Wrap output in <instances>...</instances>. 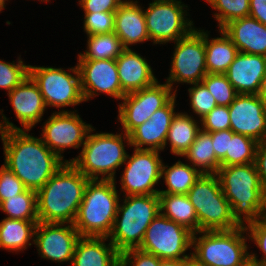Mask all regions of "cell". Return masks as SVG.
Masks as SVG:
<instances>
[{
    "label": "cell",
    "mask_w": 266,
    "mask_h": 266,
    "mask_svg": "<svg viewBox=\"0 0 266 266\" xmlns=\"http://www.w3.org/2000/svg\"><path fill=\"white\" fill-rule=\"evenodd\" d=\"M0 135L3 142L5 166L27 189L38 191L68 160L60 159L41 138L31 136L3 115Z\"/></svg>",
    "instance_id": "obj_1"
},
{
    "label": "cell",
    "mask_w": 266,
    "mask_h": 266,
    "mask_svg": "<svg viewBox=\"0 0 266 266\" xmlns=\"http://www.w3.org/2000/svg\"><path fill=\"white\" fill-rule=\"evenodd\" d=\"M89 179L64 163L37 193V215L43 223H74Z\"/></svg>",
    "instance_id": "obj_2"
},
{
    "label": "cell",
    "mask_w": 266,
    "mask_h": 266,
    "mask_svg": "<svg viewBox=\"0 0 266 266\" xmlns=\"http://www.w3.org/2000/svg\"><path fill=\"white\" fill-rule=\"evenodd\" d=\"M217 175L232 208V216L240 226L262 218L266 192L261 186L255 163L220 166Z\"/></svg>",
    "instance_id": "obj_3"
},
{
    "label": "cell",
    "mask_w": 266,
    "mask_h": 266,
    "mask_svg": "<svg viewBox=\"0 0 266 266\" xmlns=\"http://www.w3.org/2000/svg\"><path fill=\"white\" fill-rule=\"evenodd\" d=\"M115 180L89 179L73 225L80 237H107L118 211Z\"/></svg>",
    "instance_id": "obj_4"
},
{
    "label": "cell",
    "mask_w": 266,
    "mask_h": 266,
    "mask_svg": "<svg viewBox=\"0 0 266 266\" xmlns=\"http://www.w3.org/2000/svg\"><path fill=\"white\" fill-rule=\"evenodd\" d=\"M94 130L92 127L89 131L79 156L68 163H72L88 179H101L98 176L102 175L103 180H115L116 169L124 164L127 157L123 141L126 140L130 146L129 135L90 134Z\"/></svg>",
    "instance_id": "obj_5"
},
{
    "label": "cell",
    "mask_w": 266,
    "mask_h": 266,
    "mask_svg": "<svg viewBox=\"0 0 266 266\" xmlns=\"http://www.w3.org/2000/svg\"><path fill=\"white\" fill-rule=\"evenodd\" d=\"M159 213L158 194L126 196L123 205H118L113 228L108 236L110 242L119 253L138 248L146 229Z\"/></svg>",
    "instance_id": "obj_6"
},
{
    "label": "cell",
    "mask_w": 266,
    "mask_h": 266,
    "mask_svg": "<svg viewBox=\"0 0 266 266\" xmlns=\"http://www.w3.org/2000/svg\"><path fill=\"white\" fill-rule=\"evenodd\" d=\"M245 226L232 230L199 231L192 234L191 259L200 266H239L250 257ZM196 235V236H195Z\"/></svg>",
    "instance_id": "obj_7"
},
{
    "label": "cell",
    "mask_w": 266,
    "mask_h": 266,
    "mask_svg": "<svg viewBox=\"0 0 266 266\" xmlns=\"http://www.w3.org/2000/svg\"><path fill=\"white\" fill-rule=\"evenodd\" d=\"M187 195L197 213L198 232L240 227L232 216V208L217 174H202Z\"/></svg>",
    "instance_id": "obj_8"
},
{
    "label": "cell",
    "mask_w": 266,
    "mask_h": 266,
    "mask_svg": "<svg viewBox=\"0 0 266 266\" xmlns=\"http://www.w3.org/2000/svg\"><path fill=\"white\" fill-rule=\"evenodd\" d=\"M192 232L159 213L145 231L140 250L160 259H191Z\"/></svg>",
    "instance_id": "obj_9"
},
{
    "label": "cell",
    "mask_w": 266,
    "mask_h": 266,
    "mask_svg": "<svg viewBox=\"0 0 266 266\" xmlns=\"http://www.w3.org/2000/svg\"><path fill=\"white\" fill-rule=\"evenodd\" d=\"M69 71L75 75L62 68L29 65V76L37 84L46 107L75 106L85 101L77 65Z\"/></svg>",
    "instance_id": "obj_10"
},
{
    "label": "cell",
    "mask_w": 266,
    "mask_h": 266,
    "mask_svg": "<svg viewBox=\"0 0 266 266\" xmlns=\"http://www.w3.org/2000/svg\"><path fill=\"white\" fill-rule=\"evenodd\" d=\"M178 0H154L144 10L146 29L154 44H165L187 36L194 28L192 21L186 19L185 6ZM185 14V16H184Z\"/></svg>",
    "instance_id": "obj_11"
},
{
    "label": "cell",
    "mask_w": 266,
    "mask_h": 266,
    "mask_svg": "<svg viewBox=\"0 0 266 266\" xmlns=\"http://www.w3.org/2000/svg\"><path fill=\"white\" fill-rule=\"evenodd\" d=\"M194 28L187 36L177 40L171 69L166 83L195 84L207 75L204 30Z\"/></svg>",
    "instance_id": "obj_12"
},
{
    "label": "cell",
    "mask_w": 266,
    "mask_h": 266,
    "mask_svg": "<svg viewBox=\"0 0 266 266\" xmlns=\"http://www.w3.org/2000/svg\"><path fill=\"white\" fill-rule=\"evenodd\" d=\"M167 84H160L158 80L147 88L127 93L119 105V122L124 133L129 135L136 127L150 119L151 115L165 106L175 95Z\"/></svg>",
    "instance_id": "obj_13"
},
{
    "label": "cell",
    "mask_w": 266,
    "mask_h": 266,
    "mask_svg": "<svg viewBox=\"0 0 266 266\" xmlns=\"http://www.w3.org/2000/svg\"><path fill=\"white\" fill-rule=\"evenodd\" d=\"M158 150L135 149L132 156L127 154L126 167L121 176V189L124 196L153 195L159 190L153 189L162 178V160ZM127 161V162H126Z\"/></svg>",
    "instance_id": "obj_14"
},
{
    "label": "cell",
    "mask_w": 266,
    "mask_h": 266,
    "mask_svg": "<svg viewBox=\"0 0 266 266\" xmlns=\"http://www.w3.org/2000/svg\"><path fill=\"white\" fill-rule=\"evenodd\" d=\"M42 141L63 160L61 152L65 148L83 147L86 137L91 130L90 124H85L80 116L73 111H59L52 113L44 122Z\"/></svg>",
    "instance_id": "obj_15"
},
{
    "label": "cell",
    "mask_w": 266,
    "mask_h": 266,
    "mask_svg": "<svg viewBox=\"0 0 266 266\" xmlns=\"http://www.w3.org/2000/svg\"><path fill=\"white\" fill-rule=\"evenodd\" d=\"M77 67L85 101L98 96L97 92L116 99L126 95L121 88L116 59H78Z\"/></svg>",
    "instance_id": "obj_16"
},
{
    "label": "cell",
    "mask_w": 266,
    "mask_h": 266,
    "mask_svg": "<svg viewBox=\"0 0 266 266\" xmlns=\"http://www.w3.org/2000/svg\"><path fill=\"white\" fill-rule=\"evenodd\" d=\"M228 109L234 133L257 142L266 140V105L257 94H237Z\"/></svg>",
    "instance_id": "obj_17"
},
{
    "label": "cell",
    "mask_w": 266,
    "mask_h": 266,
    "mask_svg": "<svg viewBox=\"0 0 266 266\" xmlns=\"http://www.w3.org/2000/svg\"><path fill=\"white\" fill-rule=\"evenodd\" d=\"M64 224L66 223L38 222L35 237L32 239L41 257L59 263L72 262L75 245L80 235L73 224L67 226Z\"/></svg>",
    "instance_id": "obj_18"
},
{
    "label": "cell",
    "mask_w": 266,
    "mask_h": 266,
    "mask_svg": "<svg viewBox=\"0 0 266 266\" xmlns=\"http://www.w3.org/2000/svg\"><path fill=\"white\" fill-rule=\"evenodd\" d=\"M176 95L161 109L156 110L149 120L136 127L130 134V146L135 149L163 150L173 117ZM149 146L143 148V146Z\"/></svg>",
    "instance_id": "obj_19"
},
{
    "label": "cell",
    "mask_w": 266,
    "mask_h": 266,
    "mask_svg": "<svg viewBox=\"0 0 266 266\" xmlns=\"http://www.w3.org/2000/svg\"><path fill=\"white\" fill-rule=\"evenodd\" d=\"M266 74V56L238 52L225 75L237 94H258Z\"/></svg>",
    "instance_id": "obj_20"
},
{
    "label": "cell",
    "mask_w": 266,
    "mask_h": 266,
    "mask_svg": "<svg viewBox=\"0 0 266 266\" xmlns=\"http://www.w3.org/2000/svg\"><path fill=\"white\" fill-rule=\"evenodd\" d=\"M8 97L24 130L30 131L41 121L46 105L37 84L29 75L8 93Z\"/></svg>",
    "instance_id": "obj_21"
},
{
    "label": "cell",
    "mask_w": 266,
    "mask_h": 266,
    "mask_svg": "<svg viewBox=\"0 0 266 266\" xmlns=\"http://www.w3.org/2000/svg\"><path fill=\"white\" fill-rule=\"evenodd\" d=\"M124 49L129 45L150 40L144 10L133 0L124 1L114 12V31Z\"/></svg>",
    "instance_id": "obj_22"
},
{
    "label": "cell",
    "mask_w": 266,
    "mask_h": 266,
    "mask_svg": "<svg viewBox=\"0 0 266 266\" xmlns=\"http://www.w3.org/2000/svg\"><path fill=\"white\" fill-rule=\"evenodd\" d=\"M116 65L121 88L126 94L152 86L157 81L146 59L130 48L124 49L116 58Z\"/></svg>",
    "instance_id": "obj_23"
},
{
    "label": "cell",
    "mask_w": 266,
    "mask_h": 266,
    "mask_svg": "<svg viewBox=\"0 0 266 266\" xmlns=\"http://www.w3.org/2000/svg\"><path fill=\"white\" fill-rule=\"evenodd\" d=\"M239 52L266 56V25L248 16L228 23L222 29Z\"/></svg>",
    "instance_id": "obj_24"
},
{
    "label": "cell",
    "mask_w": 266,
    "mask_h": 266,
    "mask_svg": "<svg viewBox=\"0 0 266 266\" xmlns=\"http://www.w3.org/2000/svg\"><path fill=\"white\" fill-rule=\"evenodd\" d=\"M107 237H80L75 245L72 266H120V253Z\"/></svg>",
    "instance_id": "obj_25"
},
{
    "label": "cell",
    "mask_w": 266,
    "mask_h": 266,
    "mask_svg": "<svg viewBox=\"0 0 266 266\" xmlns=\"http://www.w3.org/2000/svg\"><path fill=\"white\" fill-rule=\"evenodd\" d=\"M219 31L222 36L211 41L204 32L207 74H225L239 52L230 37L222 29Z\"/></svg>",
    "instance_id": "obj_26"
},
{
    "label": "cell",
    "mask_w": 266,
    "mask_h": 266,
    "mask_svg": "<svg viewBox=\"0 0 266 266\" xmlns=\"http://www.w3.org/2000/svg\"><path fill=\"white\" fill-rule=\"evenodd\" d=\"M158 195L160 213L163 216L198 234L197 213L187 194L158 193Z\"/></svg>",
    "instance_id": "obj_27"
},
{
    "label": "cell",
    "mask_w": 266,
    "mask_h": 266,
    "mask_svg": "<svg viewBox=\"0 0 266 266\" xmlns=\"http://www.w3.org/2000/svg\"><path fill=\"white\" fill-rule=\"evenodd\" d=\"M39 221L4 218L0 222V247L11 251H23L29 240L35 236Z\"/></svg>",
    "instance_id": "obj_28"
},
{
    "label": "cell",
    "mask_w": 266,
    "mask_h": 266,
    "mask_svg": "<svg viewBox=\"0 0 266 266\" xmlns=\"http://www.w3.org/2000/svg\"><path fill=\"white\" fill-rule=\"evenodd\" d=\"M200 130L198 122L193 117L186 113H176L172 119L164 148L167 141H169L171 152L182 157L188 151Z\"/></svg>",
    "instance_id": "obj_29"
},
{
    "label": "cell",
    "mask_w": 266,
    "mask_h": 266,
    "mask_svg": "<svg viewBox=\"0 0 266 266\" xmlns=\"http://www.w3.org/2000/svg\"><path fill=\"white\" fill-rule=\"evenodd\" d=\"M213 149L211 133L200 130L183 157L190 160L193 167H196V170H199L200 173L217 174L220 161L216 158Z\"/></svg>",
    "instance_id": "obj_30"
},
{
    "label": "cell",
    "mask_w": 266,
    "mask_h": 266,
    "mask_svg": "<svg viewBox=\"0 0 266 266\" xmlns=\"http://www.w3.org/2000/svg\"><path fill=\"white\" fill-rule=\"evenodd\" d=\"M201 175L199 170L180 160L170 167L163 163L161 177H164L167 190H159V193L187 194Z\"/></svg>",
    "instance_id": "obj_31"
},
{
    "label": "cell",
    "mask_w": 266,
    "mask_h": 266,
    "mask_svg": "<svg viewBox=\"0 0 266 266\" xmlns=\"http://www.w3.org/2000/svg\"><path fill=\"white\" fill-rule=\"evenodd\" d=\"M87 50L78 59H116L124 50L114 32L88 35Z\"/></svg>",
    "instance_id": "obj_32"
},
{
    "label": "cell",
    "mask_w": 266,
    "mask_h": 266,
    "mask_svg": "<svg viewBox=\"0 0 266 266\" xmlns=\"http://www.w3.org/2000/svg\"><path fill=\"white\" fill-rule=\"evenodd\" d=\"M0 210L8 215L6 218L27 221H39L37 215V193L26 189L24 192L5 199Z\"/></svg>",
    "instance_id": "obj_33"
},
{
    "label": "cell",
    "mask_w": 266,
    "mask_h": 266,
    "mask_svg": "<svg viewBox=\"0 0 266 266\" xmlns=\"http://www.w3.org/2000/svg\"><path fill=\"white\" fill-rule=\"evenodd\" d=\"M258 142L254 139L234 133L229 137V152L220 161V166L245 165L255 162Z\"/></svg>",
    "instance_id": "obj_34"
},
{
    "label": "cell",
    "mask_w": 266,
    "mask_h": 266,
    "mask_svg": "<svg viewBox=\"0 0 266 266\" xmlns=\"http://www.w3.org/2000/svg\"><path fill=\"white\" fill-rule=\"evenodd\" d=\"M214 10L215 19L219 23V30L231 21L248 17L250 13V0H208Z\"/></svg>",
    "instance_id": "obj_35"
},
{
    "label": "cell",
    "mask_w": 266,
    "mask_h": 266,
    "mask_svg": "<svg viewBox=\"0 0 266 266\" xmlns=\"http://www.w3.org/2000/svg\"><path fill=\"white\" fill-rule=\"evenodd\" d=\"M201 82L211 92L218 106H229L237 95L225 74H207Z\"/></svg>",
    "instance_id": "obj_36"
},
{
    "label": "cell",
    "mask_w": 266,
    "mask_h": 266,
    "mask_svg": "<svg viewBox=\"0 0 266 266\" xmlns=\"http://www.w3.org/2000/svg\"><path fill=\"white\" fill-rule=\"evenodd\" d=\"M18 59V64L6 63L0 59V88L6 89L10 93L28 75L29 65Z\"/></svg>",
    "instance_id": "obj_37"
},
{
    "label": "cell",
    "mask_w": 266,
    "mask_h": 266,
    "mask_svg": "<svg viewBox=\"0 0 266 266\" xmlns=\"http://www.w3.org/2000/svg\"><path fill=\"white\" fill-rule=\"evenodd\" d=\"M192 85L194 86L188 89L190 106L193 112L199 115L201 119L218 105L211 92L202 82Z\"/></svg>",
    "instance_id": "obj_38"
},
{
    "label": "cell",
    "mask_w": 266,
    "mask_h": 266,
    "mask_svg": "<svg viewBox=\"0 0 266 266\" xmlns=\"http://www.w3.org/2000/svg\"><path fill=\"white\" fill-rule=\"evenodd\" d=\"M84 31L88 35L114 31V12L84 13Z\"/></svg>",
    "instance_id": "obj_39"
},
{
    "label": "cell",
    "mask_w": 266,
    "mask_h": 266,
    "mask_svg": "<svg viewBox=\"0 0 266 266\" xmlns=\"http://www.w3.org/2000/svg\"><path fill=\"white\" fill-rule=\"evenodd\" d=\"M201 130L205 132H217L230 129V116L228 106H216L208 114L200 119Z\"/></svg>",
    "instance_id": "obj_40"
},
{
    "label": "cell",
    "mask_w": 266,
    "mask_h": 266,
    "mask_svg": "<svg viewBox=\"0 0 266 266\" xmlns=\"http://www.w3.org/2000/svg\"><path fill=\"white\" fill-rule=\"evenodd\" d=\"M22 181L4 164L0 168V204L10 197L24 192Z\"/></svg>",
    "instance_id": "obj_41"
},
{
    "label": "cell",
    "mask_w": 266,
    "mask_h": 266,
    "mask_svg": "<svg viewBox=\"0 0 266 266\" xmlns=\"http://www.w3.org/2000/svg\"><path fill=\"white\" fill-rule=\"evenodd\" d=\"M160 258L140 250L128 249L120 253V266H159Z\"/></svg>",
    "instance_id": "obj_42"
},
{
    "label": "cell",
    "mask_w": 266,
    "mask_h": 266,
    "mask_svg": "<svg viewBox=\"0 0 266 266\" xmlns=\"http://www.w3.org/2000/svg\"><path fill=\"white\" fill-rule=\"evenodd\" d=\"M246 231H248L249 239L253 240L254 243L263 252V258L257 259L258 257L252 253L250 257L260 263L261 265L266 264V222L261 218L255 222L249 223L245 226Z\"/></svg>",
    "instance_id": "obj_43"
},
{
    "label": "cell",
    "mask_w": 266,
    "mask_h": 266,
    "mask_svg": "<svg viewBox=\"0 0 266 266\" xmlns=\"http://www.w3.org/2000/svg\"><path fill=\"white\" fill-rule=\"evenodd\" d=\"M124 0H79L85 13L115 12Z\"/></svg>",
    "instance_id": "obj_44"
},
{
    "label": "cell",
    "mask_w": 266,
    "mask_h": 266,
    "mask_svg": "<svg viewBox=\"0 0 266 266\" xmlns=\"http://www.w3.org/2000/svg\"><path fill=\"white\" fill-rule=\"evenodd\" d=\"M233 134L231 129L211 132L213 150L219 161L226 156V152H229V137Z\"/></svg>",
    "instance_id": "obj_45"
},
{
    "label": "cell",
    "mask_w": 266,
    "mask_h": 266,
    "mask_svg": "<svg viewBox=\"0 0 266 266\" xmlns=\"http://www.w3.org/2000/svg\"><path fill=\"white\" fill-rule=\"evenodd\" d=\"M254 163L259 175L261 186L266 192V140L258 142Z\"/></svg>",
    "instance_id": "obj_46"
},
{
    "label": "cell",
    "mask_w": 266,
    "mask_h": 266,
    "mask_svg": "<svg viewBox=\"0 0 266 266\" xmlns=\"http://www.w3.org/2000/svg\"><path fill=\"white\" fill-rule=\"evenodd\" d=\"M249 16L266 25V0H250Z\"/></svg>",
    "instance_id": "obj_47"
},
{
    "label": "cell",
    "mask_w": 266,
    "mask_h": 266,
    "mask_svg": "<svg viewBox=\"0 0 266 266\" xmlns=\"http://www.w3.org/2000/svg\"><path fill=\"white\" fill-rule=\"evenodd\" d=\"M159 266H188V259H182V260L160 259Z\"/></svg>",
    "instance_id": "obj_48"
},
{
    "label": "cell",
    "mask_w": 266,
    "mask_h": 266,
    "mask_svg": "<svg viewBox=\"0 0 266 266\" xmlns=\"http://www.w3.org/2000/svg\"><path fill=\"white\" fill-rule=\"evenodd\" d=\"M257 95L266 105V74L261 82L260 89Z\"/></svg>",
    "instance_id": "obj_49"
},
{
    "label": "cell",
    "mask_w": 266,
    "mask_h": 266,
    "mask_svg": "<svg viewBox=\"0 0 266 266\" xmlns=\"http://www.w3.org/2000/svg\"><path fill=\"white\" fill-rule=\"evenodd\" d=\"M239 266H262L260 263L249 257L247 260H245L242 264Z\"/></svg>",
    "instance_id": "obj_50"
},
{
    "label": "cell",
    "mask_w": 266,
    "mask_h": 266,
    "mask_svg": "<svg viewBox=\"0 0 266 266\" xmlns=\"http://www.w3.org/2000/svg\"><path fill=\"white\" fill-rule=\"evenodd\" d=\"M188 266H200L196 264L192 259H188Z\"/></svg>",
    "instance_id": "obj_51"
},
{
    "label": "cell",
    "mask_w": 266,
    "mask_h": 266,
    "mask_svg": "<svg viewBox=\"0 0 266 266\" xmlns=\"http://www.w3.org/2000/svg\"><path fill=\"white\" fill-rule=\"evenodd\" d=\"M5 1L6 0H0V11L5 8Z\"/></svg>",
    "instance_id": "obj_52"
},
{
    "label": "cell",
    "mask_w": 266,
    "mask_h": 266,
    "mask_svg": "<svg viewBox=\"0 0 266 266\" xmlns=\"http://www.w3.org/2000/svg\"><path fill=\"white\" fill-rule=\"evenodd\" d=\"M262 219L266 222V202H265V207H264V212L262 215Z\"/></svg>",
    "instance_id": "obj_53"
}]
</instances>
